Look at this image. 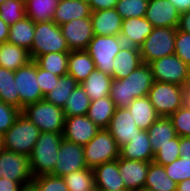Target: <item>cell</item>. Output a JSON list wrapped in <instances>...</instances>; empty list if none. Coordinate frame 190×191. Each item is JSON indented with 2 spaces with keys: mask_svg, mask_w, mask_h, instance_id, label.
I'll list each match as a JSON object with an SVG mask.
<instances>
[{
  "mask_svg": "<svg viewBox=\"0 0 190 191\" xmlns=\"http://www.w3.org/2000/svg\"><path fill=\"white\" fill-rule=\"evenodd\" d=\"M23 191H34V189L30 186V187H26V188H24Z\"/></svg>",
  "mask_w": 190,
  "mask_h": 191,
  "instance_id": "6f0895ef",
  "label": "cell"
},
{
  "mask_svg": "<svg viewBox=\"0 0 190 191\" xmlns=\"http://www.w3.org/2000/svg\"><path fill=\"white\" fill-rule=\"evenodd\" d=\"M69 191H96L93 169L73 171L62 177Z\"/></svg>",
  "mask_w": 190,
  "mask_h": 191,
  "instance_id": "d590c367",
  "label": "cell"
},
{
  "mask_svg": "<svg viewBox=\"0 0 190 191\" xmlns=\"http://www.w3.org/2000/svg\"><path fill=\"white\" fill-rule=\"evenodd\" d=\"M90 103V98L84 91L81 84H78V86L72 91L64 105L63 111L65 117L86 115Z\"/></svg>",
  "mask_w": 190,
  "mask_h": 191,
  "instance_id": "8d00e7d4",
  "label": "cell"
},
{
  "mask_svg": "<svg viewBox=\"0 0 190 191\" xmlns=\"http://www.w3.org/2000/svg\"><path fill=\"white\" fill-rule=\"evenodd\" d=\"M91 9L82 0H59L53 22L58 26L78 18L90 17Z\"/></svg>",
  "mask_w": 190,
  "mask_h": 191,
  "instance_id": "cb8c5ba5",
  "label": "cell"
},
{
  "mask_svg": "<svg viewBox=\"0 0 190 191\" xmlns=\"http://www.w3.org/2000/svg\"><path fill=\"white\" fill-rule=\"evenodd\" d=\"M185 105L190 109V86H188L186 90Z\"/></svg>",
  "mask_w": 190,
  "mask_h": 191,
  "instance_id": "9f6ffc18",
  "label": "cell"
},
{
  "mask_svg": "<svg viewBox=\"0 0 190 191\" xmlns=\"http://www.w3.org/2000/svg\"><path fill=\"white\" fill-rule=\"evenodd\" d=\"M24 188L26 187L18 181L0 177V191H23Z\"/></svg>",
  "mask_w": 190,
  "mask_h": 191,
  "instance_id": "c3c4849f",
  "label": "cell"
},
{
  "mask_svg": "<svg viewBox=\"0 0 190 191\" xmlns=\"http://www.w3.org/2000/svg\"><path fill=\"white\" fill-rule=\"evenodd\" d=\"M174 54L190 67V33L183 32L177 28Z\"/></svg>",
  "mask_w": 190,
  "mask_h": 191,
  "instance_id": "bcb514c9",
  "label": "cell"
},
{
  "mask_svg": "<svg viewBox=\"0 0 190 191\" xmlns=\"http://www.w3.org/2000/svg\"><path fill=\"white\" fill-rule=\"evenodd\" d=\"M150 162L126 160L119 156V171L127 190L137 191L145 186Z\"/></svg>",
  "mask_w": 190,
  "mask_h": 191,
  "instance_id": "d6986e66",
  "label": "cell"
},
{
  "mask_svg": "<svg viewBox=\"0 0 190 191\" xmlns=\"http://www.w3.org/2000/svg\"><path fill=\"white\" fill-rule=\"evenodd\" d=\"M78 84L71 75H63L53 89L44 96V99L63 109L67 99Z\"/></svg>",
  "mask_w": 190,
  "mask_h": 191,
  "instance_id": "836d02e7",
  "label": "cell"
},
{
  "mask_svg": "<svg viewBox=\"0 0 190 191\" xmlns=\"http://www.w3.org/2000/svg\"><path fill=\"white\" fill-rule=\"evenodd\" d=\"M179 144L180 137L177 135L175 138L170 140V143L160 146V148L154 153L153 162L162 166L171 164L180 157Z\"/></svg>",
  "mask_w": 190,
  "mask_h": 191,
  "instance_id": "b9f144b4",
  "label": "cell"
},
{
  "mask_svg": "<svg viewBox=\"0 0 190 191\" xmlns=\"http://www.w3.org/2000/svg\"><path fill=\"white\" fill-rule=\"evenodd\" d=\"M186 90L176 84L154 81L147 97L159 117H170L185 105Z\"/></svg>",
  "mask_w": 190,
  "mask_h": 191,
  "instance_id": "277c9868",
  "label": "cell"
},
{
  "mask_svg": "<svg viewBox=\"0 0 190 191\" xmlns=\"http://www.w3.org/2000/svg\"><path fill=\"white\" fill-rule=\"evenodd\" d=\"M149 0H118L116 10L122 19L145 17Z\"/></svg>",
  "mask_w": 190,
  "mask_h": 191,
  "instance_id": "ab89813d",
  "label": "cell"
},
{
  "mask_svg": "<svg viewBox=\"0 0 190 191\" xmlns=\"http://www.w3.org/2000/svg\"><path fill=\"white\" fill-rule=\"evenodd\" d=\"M40 133V129L21 113L8 131L2 135V147L29 157Z\"/></svg>",
  "mask_w": 190,
  "mask_h": 191,
  "instance_id": "3957f363",
  "label": "cell"
},
{
  "mask_svg": "<svg viewBox=\"0 0 190 191\" xmlns=\"http://www.w3.org/2000/svg\"><path fill=\"white\" fill-rule=\"evenodd\" d=\"M25 17V0H7L0 4V18L9 26Z\"/></svg>",
  "mask_w": 190,
  "mask_h": 191,
  "instance_id": "f35d334b",
  "label": "cell"
},
{
  "mask_svg": "<svg viewBox=\"0 0 190 191\" xmlns=\"http://www.w3.org/2000/svg\"><path fill=\"white\" fill-rule=\"evenodd\" d=\"M15 85L19 92V109L34 104L44 96L37 81V64L34 60L14 71Z\"/></svg>",
  "mask_w": 190,
  "mask_h": 191,
  "instance_id": "8fae6325",
  "label": "cell"
},
{
  "mask_svg": "<svg viewBox=\"0 0 190 191\" xmlns=\"http://www.w3.org/2000/svg\"><path fill=\"white\" fill-rule=\"evenodd\" d=\"M59 0H25L26 16L34 23L53 20Z\"/></svg>",
  "mask_w": 190,
  "mask_h": 191,
  "instance_id": "d6a6232c",
  "label": "cell"
},
{
  "mask_svg": "<svg viewBox=\"0 0 190 191\" xmlns=\"http://www.w3.org/2000/svg\"><path fill=\"white\" fill-rule=\"evenodd\" d=\"M60 76H57L49 71L40 68L37 65V81L41 88L43 96L48 94L53 87L58 83Z\"/></svg>",
  "mask_w": 190,
  "mask_h": 191,
  "instance_id": "7dc6e473",
  "label": "cell"
},
{
  "mask_svg": "<svg viewBox=\"0 0 190 191\" xmlns=\"http://www.w3.org/2000/svg\"><path fill=\"white\" fill-rule=\"evenodd\" d=\"M0 100L19 109V92L15 85L14 71L0 67Z\"/></svg>",
  "mask_w": 190,
  "mask_h": 191,
  "instance_id": "74e56055",
  "label": "cell"
},
{
  "mask_svg": "<svg viewBox=\"0 0 190 191\" xmlns=\"http://www.w3.org/2000/svg\"><path fill=\"white\" fill-rule=\"evenodd\" d=\"M149 141L155 153L160 146L170 143L177 136L169 117H159L147 130Z\"/></svg>",
  "mask_w": 190,
  "mask_h": 191,
  "instance_id": "f546056e",
  "label": "cell"
},
{
  "mask_svg": "<svg viewBox=\"0 0 190 191\" xmlns=\"http://www.w3.org/2000/svg\"><path fill=\"white\" fill-rule=\"evenodd\" d=\"M112 76L95 69L86 80L81 83L91 101L110 96Z\"/></svg>",
  "mask_w": 190,
  "mask_h": 191,
  "instance_id": "83f0119b",
  "label": "cell"
},
{
  "mask_svg": "<svg viewBox=\"0 0 190 191\" xmlns=\"http://www.w3.org/2000/svg\"><path fill=\"white\" fill-rule=\"evenodd\" d=\"M96 191H105V190H96ZM120 191H131V190H120Z\"/></svg>",
  "mask_w": 190,
  "mask_h": 191,
  "instance_id": "be15d7a7",
  "label": "cell"
},
{
  "mask_svg": "<svg viewBox=\"0 0 190 191\" xmlns=\"http://www.w3.org/2000/svg\"><path fill=\"white\" fill-rule=\"evenodd\" d=\"M95 69V63L86 50L69 52L67 74L71 75L79 84L86 80Z\"/></svg>",
  "mask_w": 190,
  "mask_h": 191,
  "instance_id": "484cf974",
  "label": "cell"
},
{
  "mask_svg": "<svg viewBox=\"0 0 190 191\" xmlns=\"http://www.w3.org/2000/svg\"><path fill=\"white\" fill-rule=\"evenodd\" d=\"M120 157L126 160L153 162L154 152L147 131H141L120 147Z\"/></svg>",
  "mask_w": 190,
  "mask_h": 191,
  "instance_id": "7402d4cb",
  "label": "cell"
},
{
  "mask_svg": "<svg viewBox=\"0 0 190 191\" xmlns=\"http://www.w3.org/2000/svg\"><path fill=\"white\" fill-rule=\"evenodd\" d=\"M83 148L85 163L91 169L120 156V147L107 129H100Z\"/></svg>",
  "mask_w": 190,
  "mask_h": 191,
  "instance_id": "9c48e42d",
  "label": "cell"
},
{
  "mask_svg": "<svg viewBox=\"0 0 190 191\" xmlns=\"http://www.w3.org/2000/svg\"><path fill=\"white\" fill-rule=\"evenodd\" d=\"M137 127L142 131L148 128L159 118L149 98L142 97L134 99L127 107Z\"/></svg>",
  "mask_w": 190,
  "mask_h": 191,
  "instance_id": "d4e9b609",
  "label": "cell"
},
{
  "mask_svg": "<svg viewBox=\"0 0 190 191\" xmlns=\"http://www.w3.org/2000/svg\"><path fill=\"white\" fill-rule=\"evenodd\" d=\"M7 0H0V4L5 3Z\"/></svg>",
  "mask_w": 190,
  "mask_h": 191,
  "instance_id": "6125c7cd",
  "label": "cell"
},
{
  "mask_svg": "<svg viewBox=\"0 0 190 191\" xmlns=\"http://www.w3.org/2000/svg\"><path fill=\"white\" fill-rule=\"evenodd\" d=\"M60 28L70 51L85 50L94 37L90 17L71 20Z\"/></svg>",
  "mask_w": 190,
  "mask_h": 191,
  "instance_id": "5bb4252c",
  "label": "cell"
},
{
  "mask_svg": "<svg viewBox=\"0 0 190 191\" xmlns=\"http://www.w3.org/2000/svg\"><path fill=\"white\" fill-rule=\"evenodd\" d=\"M30 186L34 191H69L62 177L51 174L33 177Z\"/></svg>",
  "mask_w": 190,
  "mask_h": 191,
  "instance_id": "60d3db41",
  "label": "cell"
},
{
  "mask_svg": "<svg viewBox=\"0 0 190 191\" xmlns=\"http://www.w3.org/2000/svg\"><path fill=\"white\" fill-rule=\"evenodd\" d=\"M180 13L190 10V0H169Z\"/></svg>",
  "mask_w": 190,
  "mask_h": 191,
  "instance_id": "f5cc1de1",
  "label": "cell"
},
{
  "mask_svg": "<svg viewBox=\"0 0 190 191\" xmlns=\"http://www.w3.org/2000/svg\"><path fill=\"white\" fill-rule=\"evenodd\" d=\"M96 190H127L119 171V158L93 168Z\"/></svg>",
  "mask_w": 190,
  "mask_h": 191,
  "instance_id": "ac0fdd59",
  "label": "cell"
},
{
  "mask_svg": "<svg viewBox=\"0 0 190 191\" xmlns=\"http://www.w3.org/2000/svg\"><path fill=\"white\" fill-rule=\"evenodd\" d=\"M119 147L130 142L142 130L133 120V116L127 108H116L107 128Z\"/></svg>",
  "mask_w": 190,
  "mask_h": 191,
  "instance_id": "e0dca14e",
  "label": "cell"
},
{
  "mask_svg": "<svg viewBox=\"0 0 190 191\" xmlns=\"http://www.w3.org/2000/svg\"><path fill=\"white\" fill-rule=\"evenodd\" d=\"M68 57L69 52H51L38 56L34 61L40 68L61 77L68 72Z\"/></svg>",
  "mask_w": 190,
  "mask_h": 191,
  "instance_id": "e575fe53",
  "label": "cell"
},
{
  "mask_svg": "<svg viewBox=\"0 0 190 191\" xmlns=\"http://www.w3.org/2000/svg\"><path fill=\"white\" fill-rule=\"evenodd\" d=\"M167 175L176 183L190 179V160L179 157L171 164L164 166Z\"/></svg>",
  "mask_w": 190,
  "mask_h": 191,
  "instance_id": "ee69618b",
  "label": "cell"
},
{
  "mask_svg": "<svg viewBox=\"0 0 190 191\" xmlns=\"http://www.w3.org/2000/svg\"><path fill=\"white\" fill-rule=\"evenodd\" d=\"M142 63L139 48L124 45L113 60L112 79L126 78Z\"/></svg>",
  "mask_w": 190,
  "mask_h": 191,
  "instance_id": "603a6c76",
  "label": "cell"
},
{
  "mask_svg": "<svg viewBox=\"0 0 190 191\" xmlns=\"http://www.w3.org/2000/svg\"><path fill=\"white\" fill-rule=\"evenodd\" d=\"M0 177L18 181L25 187H30L33 175L29 157L2 148L0 150Z\"/></svg>",
  "mask_w": 190,
  "mask_h": 191,
  "instance_id": "7c38bea8",
  "label": "cell"
},
{
  "mask_svg": "<svg viewBox=\"0 0 190 191\" xmlns=\"http://www.w3.org/2000/svg\"><path fill=\"white\" fill-rule=\"evenodd\" d=\"M178 29L190 33V10L180 14Z\"/></svg>",
  "mask_w": 190,
  "mask_h": 191,
  "instance_id": "816d5d0a",
  "label": "cell"
},
{
  "mask_svg": "<svg viewBox=\"0 0 190 191\" xmlns=\"http://www.w3.org/2000/svg\"><path fill=\"white\" fill-rule=\"evenodd\" d=\"M63 133L41 132L29 156L33 177L51 174L57 163Z\"/></svg>",
  "mask_w": 190,
  "mask_h": 191,
  "instance_id": "7a4b0ae2",
  "label": "cell"
},
{
  "mask_svg": "<svg viewBox=\"0 0 190 191\" xmlns=\"http://www.w3.org/2000/svg\"><path fill=\"white\" fill-rule=\"evenodd\" d=\"M41 132L63 133L65 115L62 108L42 99L27 105L22 111Z\"/></svg>",
  "mask_w": 190,
  "mask_h": 191,
  "instance_id": "8992f818",
  "label": "cell"
},
{
  "mask_svg": "<svg viewBox=\"0 0 190 191\" xmlns=\"http://www.w3.org/2000/svg\"><path fill=\"white\" fill-rule=\"evenodd\" d=\"M177 28L155 27L147 36L139 51L143 63L175 53V38Z\"/></svg>",
  "mask_w": 190,
  "mask_h": 191,
  "instance_id": "ba28073f",
  "label": "cell"
},
{
  "mask_svg": "<svg viewBox=\"0 0 190 191\" xmlns=\"http://www.w3.org/2000/svg\"><path fill=\"white\" fill-rule=\"evenodd\" d=\"M177 191H190V179L177 183Z\"/></svg>",
  "mask_w": 190,
  "mask_h": 191,
  "instance_id": "11a10c76",
  "label": "cell"
},
{
  "mask_svg": "<svg viewBox=\"0 0 190 191\" xmlns=\"http://www.w3.org/2000/svg\"><path fill=\"white\" fill-rule=\"evenodd\" d=\"M99 131L86 115L65 117L63 138L70 142L85 146Z\"/></svg>",
  "mask_w": 190,
  "mask_h": 191,
  "instance_id": "9a60e30c",
  "label": "cell"
},
{
  "mask_svg": "<svg viewBox=\"0 0 190 191\" xmlns=\"http://www.w3.org/2000/svg\"><path fill=\"white\" fill-rule=\"evenodd\" d=\"M90 19L94 35L118 36L121 33L123 19L116 8L91 11Z\"/></svg>",
  "mask_w": 190,
  "mask_h": 191,
  "instance_id": "ffe728a7",
  "label": "cell"
},
{
  "mask_svg": "<svg viewBox=\"0 0 190 191\" xmlns=\"http://www.w3.org/2000/svg\"><path fill=\"white\" fill-rule=\"evenodd\" d=\"M31 61L29 51L12 43L0 44V67L15 71Z\"/></svg>",
  "mask_w": 190,
  "mask_h": 191,
  "instance_id": "4316f807",
  "label": "cell"
},
{
  "mask_svg": "<svg viewBox=\"0 0 190 191\" xmlns=\"http://www.w3.org/2000/svg\"><path fill=\"white\" fill-rule=\"evenodd\" d=\"M145 188L152 191H177V183L166 173L164 166L150 162Z\"/></svg>",
  "mask_w": 190,
  "mask_h": 191,
  "instance_id": "1f68e13d",
  "label": "cell"
},
{
  "mask_svg": "<svg viewBox=\"0 0 190 191\" xmlns=\"http://www.w3.org/2000/svg\"><path fill=\"white\" fill-rule=\"evenodd\" d=\"M153 28L145 17L123 19L120 38L124 45L140 48Z\"/></svg>",
  "mask_w": 190,
  "mask_h": 191,
  "instance_id": "44dd1931",
  "label": "cell"
},
{
  "mask_svg": "<svg viewBox=\"0 0 190 191\" xmlns=\"http://www.w3.org/2000/svg\"><path fill=\"white\" fill-rule=\"evenodd\" d=\"M180 14L169 0H149L145 18L154 28H178Z\"/></svg>",
  "mask_w": 190,
  "mask_h": 191,
  "instance_id": "2e32d148",
  "label": "cell"
},
{
  "mask_svg": "<svg viewBox=\"0 0 190 191\" xmlns=\"http://www.w3.org/2000/svg\"><path fill=\"white\" fill-rule=\"evenodd\" d=\"M115 104L110 96L91 101L86 116L100 129H107L115 112Z\"/></svg>",
  "mask_w": 190,
  "mask_h": 191,
  "instance_id": "f1b7e54d",
  "label": "cell"
},
{
  "mask_svg": "<svg viewBox=\"0 0 190 191\" xmlns=\"http://www.w3.org/2000/svg\"><path fill=\"white\" fill-rule=\"evenodd\" d=\"M9 37V25L0 18V44L7 42Z\"/></svg>",
  "mask_w": 190,
  "mask_h": 191,
  "instance_id": "db71d44e",
  "label": "cell"
},
{
  "mask_svg": "<svg viewBox=\"0 0 190 191\" xmlns=\"http://www.w3.org/2000/svg\"><path fill=\"white\" fill-rule=\"evenodd\" d=\"M118 0H91V11L115 8Z\"/></svg>",
  "mask_w": 190,
  "mask_h": 191,
  "instance_id": "681fc988",
  "label": "cell"
},
{
  "mask_svg": "<svg viewBox=\"0 0 190 191\" xmlns=\"http://www.w3.org/2000/svg\"><path fill=\"white\" fill-rule=\"evenodd\" d=\"M154 81L190 86V67L175 54L167 55L148 64Z\"/></svg>",
  "mask_w": 190,
  "mask_h": 191,
  "instance_id": "30bf717a",
  "label": "cell"
},
{
  "mask_svg": "<svg viewBox=\"0 0 190 191\" xmlns=\"http://www.w3.org/2000/svg\"><path fill=\"white\" fill-rule=\"evenodd\" d=\"M154 83L153 73L147 63H142L126 78L112 79L110 97L116 108H127L136 98L146 97Z\"/></svg>",
  "mask_w": 190,
  "mask_h": 191,
  "instance_id": "6da1fadb",
  "label": "cell"
},
{
  "mask_svg": "<svg viewBox=\"0 0 190 191\" xmlns=\"http://www.w3.org/2000/svg\"><path fill=\"white\" fill-rule=\"evenodd\" d=\"M169 118L179 137H190V109L186 105L179 108Z\"/></svg>",
  "mask_w": 190,
  "mask_h": 191,
  "instance_id": "7bdbcfd3",
  "label": "cell"
},
{
  "mask_svg": "<svg viewBox=\"0 0 190 191\" xmlns=\"http://www.w3.org/2000/svg\"><path fill=\"white\" fill-rule=\"evenodd\" d=\"M2 136L0 135V150L2 149Z\"/></svg>",
  "mask_w": 190,
  "mask_h": 191,
  "instance_id": "94428289",
  "label": "cell"
},
{
  "mask_svg": "<svg viewBox=\"0 0 190 191\" xmlns=\"http://www.w3.org/2000/svg\"><path fill=\"white\" fill-rule=\"evenodd\" d=\"M51 52H70L60 26L53 21L35 23L33 45L29 51L31 60Z\"/></svg>",
  "mask_w": 190,
  "mask_h": 191,
  "instance_id": "5b68a950",
  "label": "cell"
},
{
  "mask_svg": "<svg viewBox=\"0 0 190 191\" xmlns=\"http://www.w3.org/2000/svg\"><path fill=\"white\" fill-rule=\"evenodd\" d=\"M83 2H85L86 4H88L90 6L91 9V0H82Z\"/></svg>",
  "mask_w": 190,
  "mask_h": 191,
  "instance_id": "680465c9",
  "label": "cell"
},
{
  "mask_svg": "<svg viewBox=\"0 0 190 191\" xmlns=\"http://www.w3.org/2000/svg\"><path fill=\"white\" fill-rule=\"evenodd\" d=\"M88 168L84 160V148L81 145L62 139L57 163L51 175L64 177L73 171Z\"/></svg>",
  "mask_w": 190,
  "mask_h": 191,
  "instance_id": "4fadbf2b",
  "label": "cell"
},
{
  "mask_svg": "<svg viewBox=\"0 0 190 191\" xmlns=\"http://www.w3.org/2000/svg\"><path fill=\"white\" fill-rule=\"evenodd\" d=\"M137 191H152V190H151V189H148V188L143 187V188H141V189H139V190H137Z\"/></svg>",
  "mask_w": 190,
  "mask_h": 191,
  "instance_id": "91938a15",
  "label": "cell"
},
{
  "mask_svg": "<svg viewBox=\"0 0 190 191\" xmlns=\"http://www.w3.org/2000/svg\"><path fill=\"white\" fill-rule=\"evenodd\" d=\"M21 114V110L15 106L4 103L0 100V135L8 131L14 124L16 118Z\"/></svg>",
  "mask_w": 190,
  "mask_h": 191,
  "instance_id": "f6af8a7d",
  "label": "cell"
},
{
  "mask_svg": "<svg viewBox=\"0 0 190 191\" xmlns=\"http://www.w3.org/2000/svg\"><path fill=\"white\" fill-rule=\"evenodd\" d=\"M123 46L120 35H94L85 50L94 61L97 70L112 76L113 60Z\"/></svg>",
  "mask_w": 190,
  "mask_h": 191,
  "instance_id": "52a82bcc",
  "label": "cell"
},
{
  "mask_svg": "<svg viewBox=\"0 0 190 191\" xmlns=\"http://www.w3.org/2000/svg\"><path fill=\"white\" fill-rule=\"evenodd\" d=\"M180 157L190 160V137H180Z\"/></svg>",
  "mask_w": 190,
  "mask_h": 191,
  "instance_id": "f907efd6",
  "label": "cell"
},
{
  "mask_svg": "<svg viewBox=\"0 0 190 191\" xmlns=\"http://www.w3.org/2000/svg\"><path fill=\"white\" fill-rule=\"evenodd\" d=\"M35 23L27 16L9 26L8 42L30 51L33 45Z\"/></svg>",
  "mask_w": 190,
  "mask_h": 191,
  "instance_id": "4dcf8cb0",
  "label": "cell"
}]
</instances>
